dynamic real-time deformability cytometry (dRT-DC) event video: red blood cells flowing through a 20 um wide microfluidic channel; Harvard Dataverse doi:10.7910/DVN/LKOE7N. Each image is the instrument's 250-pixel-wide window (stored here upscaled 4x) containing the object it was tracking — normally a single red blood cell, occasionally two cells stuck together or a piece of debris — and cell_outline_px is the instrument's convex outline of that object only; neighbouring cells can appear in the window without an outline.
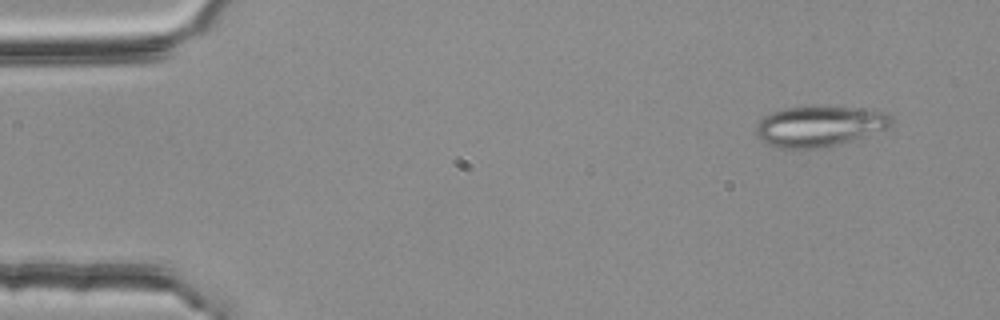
{"species": "common noctule bat (a hibernating species)", "species_latin": "Nyctalus noctula", "temperature_condition": "room temperature", "stored_images_in_passage": 3, "camera_frame_rate_fps": 3000, "um_per_image_px": 0.085, "animal": {"sex": "female", "body_mass_g": 25.1}, "frame": {"image": 1, "passage_image": 1, "time_ms": 0.0, "image_size_px": [1000, 320], "cell_outline_px": [[892, 124], [884, 128], [864, 136], [836, 144], [816, 148], [776, 148], [760, 140], [756, 136], [756, 124], [764, 116], [772, 112], [788, 108], [868, 108], [888, 112], [892, 116]], "centroid_in_image_um": [69.62, 10.73], "position_along_channel_um": 15.4, "area_um2": 31.33}}